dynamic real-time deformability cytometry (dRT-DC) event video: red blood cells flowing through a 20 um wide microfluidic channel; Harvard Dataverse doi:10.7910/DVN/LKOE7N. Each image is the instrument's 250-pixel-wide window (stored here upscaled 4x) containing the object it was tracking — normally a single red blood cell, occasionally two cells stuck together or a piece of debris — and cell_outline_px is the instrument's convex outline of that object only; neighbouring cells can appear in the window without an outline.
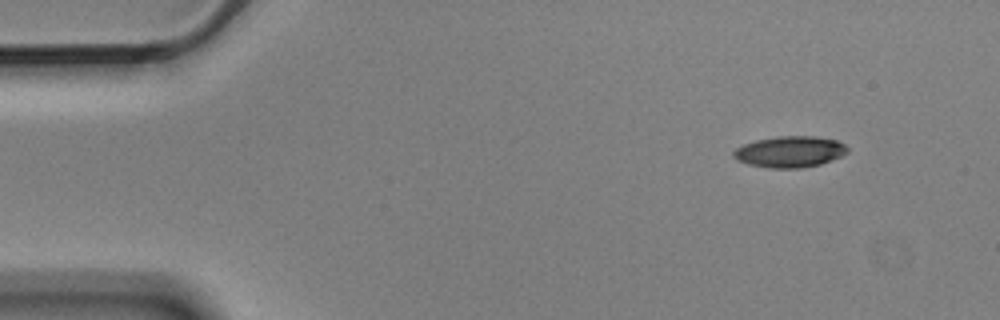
{"species": "Egyptian fruit bat (a non-hibernating species)", "species_latin": "Rousettus aegyptiacus", "temperature_condition": "cold", "stored_images_in_passage": 4, "camera_frame_rate_fps": 3000, "um_per_image_px": 0.085, "animal": {"sex": "male"}, "frame": {"image": 1, "passage_image": 1, "time_ms": 0.0, "image_size_px": [1000, 320], "cell_outline_px": [[848, 152], [840, 156], [820, 164], [800, 168], [768, 168], [748, 164], [736, 160], [732, 156], [732, 152], [736, 148], [744, 144], [756, 140], [780, 136], [816, 136], [836, 140], [844, 144], [848, 148]], "centroid_in_image_um": [67.11, 12.9], "position_along_channel_um": 17.9, "area_um2": 20.69}}
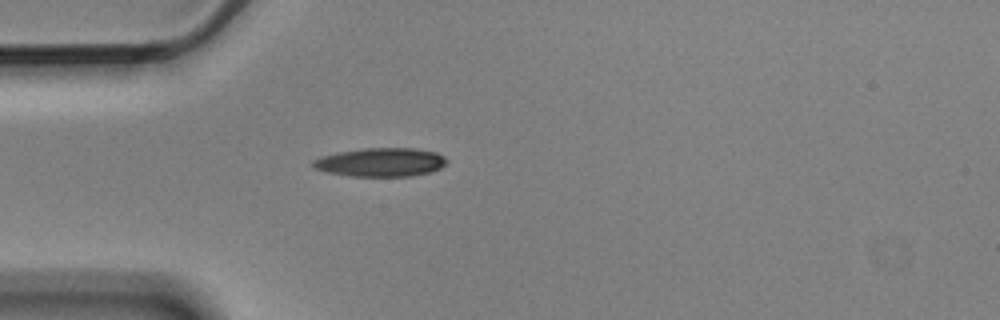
{"frame": {"image": 2, "passage_image": 4, "time_ms": 1.0, "image_size_px": [1000, 320], "cell_outline_px": [[448, 160], [440, 168], [428, 172], [412, 176], [352, 176], [328, 172], [316, 168], [312, 164], [312, 160], [320, 156], [336, 152], [364, 148], [412, 148], [436, 152], [444, 156]], "centroid_in_image_um": [32.35, 13.78], "position_along_channel_um": 52.7, "area_um2": 22.25}}